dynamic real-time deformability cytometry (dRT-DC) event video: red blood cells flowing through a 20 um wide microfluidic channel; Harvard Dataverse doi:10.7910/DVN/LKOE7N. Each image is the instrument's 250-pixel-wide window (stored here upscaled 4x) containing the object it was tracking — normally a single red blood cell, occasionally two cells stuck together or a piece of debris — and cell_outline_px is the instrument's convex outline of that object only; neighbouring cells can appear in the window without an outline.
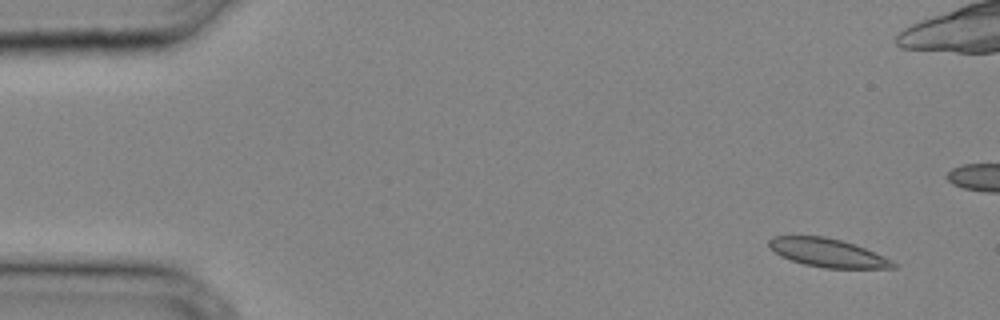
{"species": "common noctule bat (a hibernating species)", "species_latin": "Nyctalus noctula", "temperature_condition": "cold", "stored_images_in_passage": 32, "camera_frame_rate_fps": 3000, "um_per_image_px": 0.085, "animal": {"sex": "male", "body_mass_g": 20.4}, "frame": {"image": 1, "passage_image": 3, "time_ms": 0.667, "image_size_px": [1000, 320], "cell_outline_px": [[896, 268], [824, 268], [804, 264], [780, 256], [768, 244], [768, 240], [772, 236], [824, 236], [840, 240], [864, 248], [892, 260], [896, 264]], "centroid_in_image_um": [70.34, 21.49], "position_along_channel_um": 14.7, "area_um2": 20.29}}
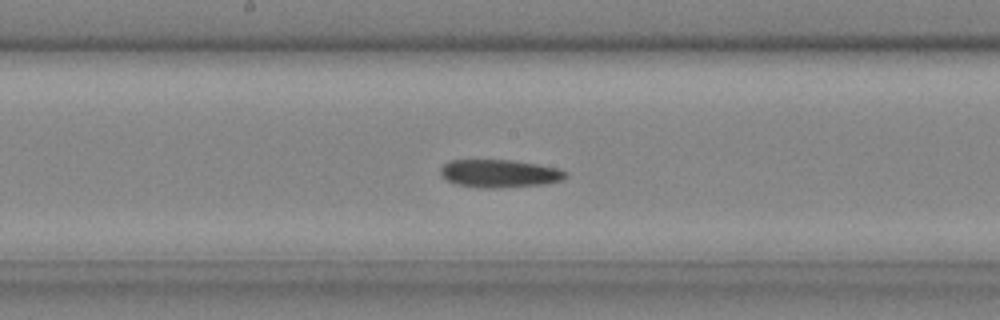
{"frame": {"image": 2, "passage_image": 19, "time_ms": 6.0, "image_size_px": [1000, 320], "cell_outline_px": [[568, 176], [560, 180], [540, 184], [496, 188], [480, 188], [456, 184], [440, 176], [440, 168], [448, 160], [512, 160], [560, 168], [568, 172]], "centroid_in_image_um": [42.43, 14.74], "position_along_channel_um": 205.8, "area_um2": 20.35}}
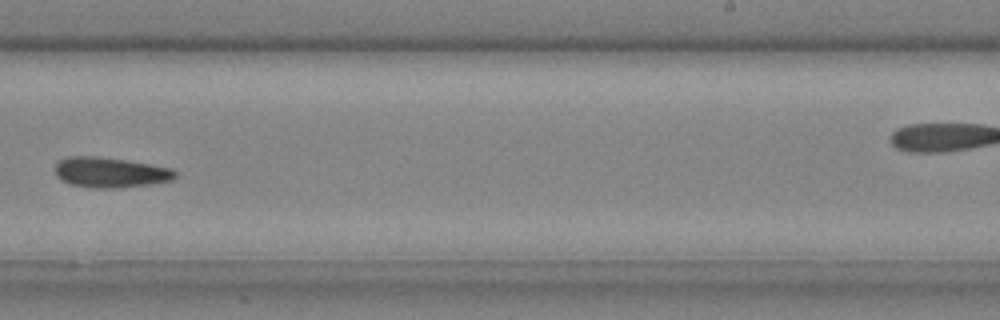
{"frame": {"image": 3, "passage_image": 23, "time_ms": 7.333, "image_size_px": [1000, 320], "cell_outline_px": [[176, 176], [172, 180], [148, 184], [116, 188], [96, 188], [72, 184], [60, 180], [56, 172], [56, 164], [60, 160], [68, 156], [100, 156], [172, 168], [176, 172]], "centroid_in_image_um": [9.36, 14.65], "position_along_channel_um": 279.6, "area_um2": 20.92}}